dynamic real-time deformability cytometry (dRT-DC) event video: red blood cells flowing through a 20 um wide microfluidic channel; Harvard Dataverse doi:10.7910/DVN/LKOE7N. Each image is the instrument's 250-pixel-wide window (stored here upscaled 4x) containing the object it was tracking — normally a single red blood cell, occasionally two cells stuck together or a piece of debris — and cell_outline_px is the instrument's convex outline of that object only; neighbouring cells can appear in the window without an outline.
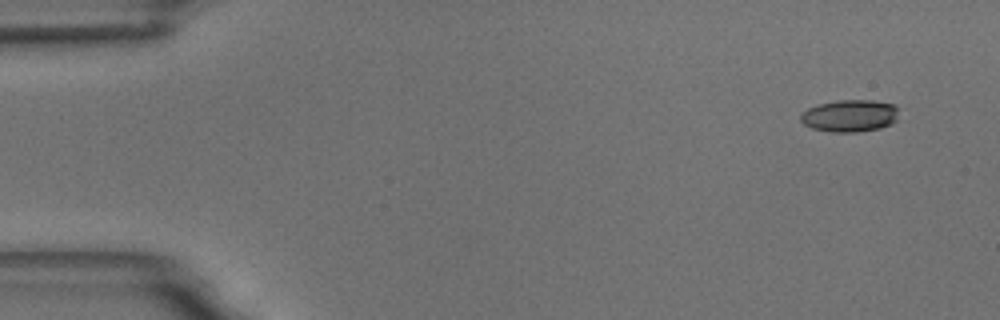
{"species": "common noctule bat (a hibernating species)", "species_latin": "Nyctalus noctula", "temperature_condition": "room temperature", "stored_images_in_passage": 6, "camera_frame_rate_fps": 3000, "um_per_image_px": 0.085, "animal": {"sex": "male", "body_mass_g": 18.8}, "frame": {"image": 1, "passage_image": 1, "time_ms": 0.0, "image_size_px": [1000, 320], "cell_outline_px": [[900, 108], [896, 120], [892, 124], [880, 128], [856, 132], [832, 132], [812, 128], [804, 124], [800, 120], [800, 116], [808, 108], [816, 104], [836, 100], [872, 100], [896, 104]], "centroid_in_image_um": [72.27, 9.83], "position_along_channel_um": 12.7, "area_um2": 18.67}}
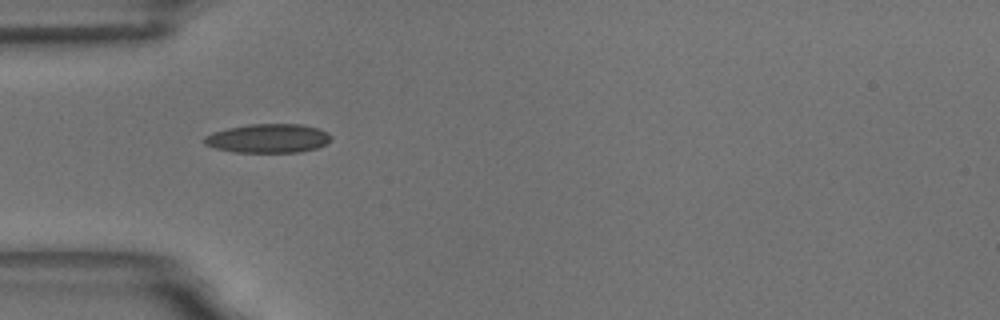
{"frame": {"image": 2, "passage_image": 5, "time_ms": 4.667, "image_size_px": [1000, 320], "cell_outline_px": [[332, 136], [324, 144], [316, 148], [300, 152], [236, 152], [216, 148], [204, 144], [204, 136], [212, 132], [228, 128], [248, 124], [300, 124], [316, 128], [328, 132]], "centroid_in_image_um": [22.76, 11.75], "position_along_channel_um": 62.2, "area_um2": 21.21}}
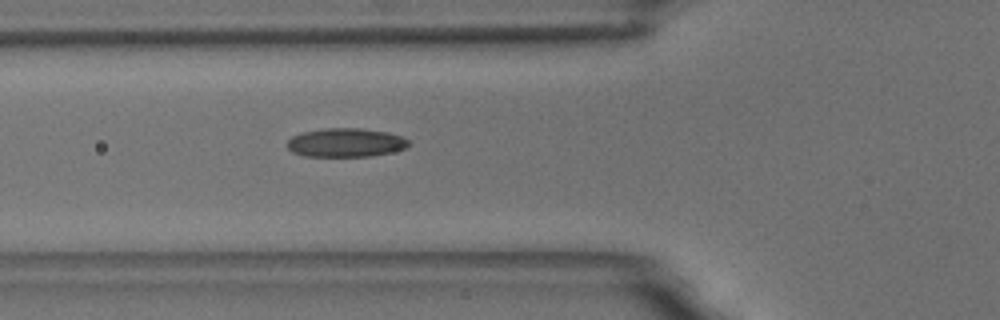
{"frame": {"image": 3, "passage_image": 6, "time_ms": 5.667, "image_size_px": [1000, 320], "cell_outline_px": [[408, 144], [404, 148], [392, 152], [372, 156], [304, 156], [292, 152], [288, 148], [288, 140], [292, 136], [300, 132], [324, 128], [360, 128], [388, 132], [400, 136], [408, 140]], "centroid_in_image_um": [29.35, 12.11], "position_along_channel_um": 96.5, "area_um2": 20.35}}